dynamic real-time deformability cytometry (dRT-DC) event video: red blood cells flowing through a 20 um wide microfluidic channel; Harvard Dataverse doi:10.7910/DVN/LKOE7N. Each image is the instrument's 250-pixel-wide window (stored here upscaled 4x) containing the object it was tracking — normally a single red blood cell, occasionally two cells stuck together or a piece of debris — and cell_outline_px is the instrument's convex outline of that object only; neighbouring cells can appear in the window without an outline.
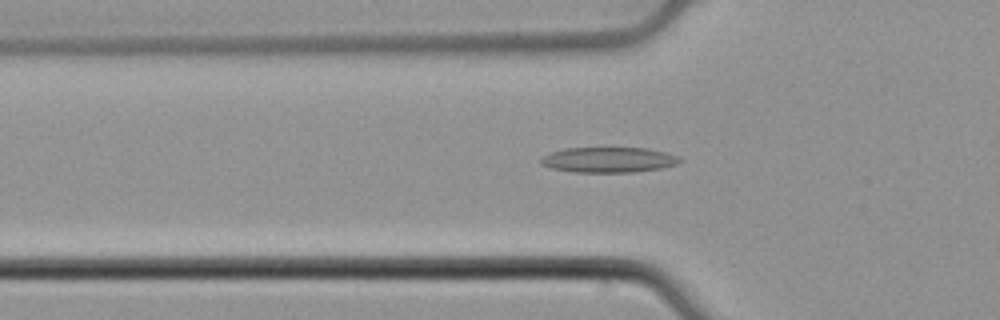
{"species": "common noctule bat (a hibernating species)", "species_latin": "Nyctalus noctula", "temperature_condition": "cold", "stored_images_in_passage": 50, "camera_frame_rate_fps": 3000, "um_per_image_px": 0.085, "animal": {"sex": "male", "body_mass_g": 21.5, "forearm_length_mm": 52.0}, "frame": {"image": 1, "passage_image": 18, "time_ms": 5.667, "image_size_px": [1000, 320], "cell_outline_px": [[684, 160], [676, 164], [660, 168], [632, 172], [572, 172], [552, 168], [540, 164], [540, 156], [548, 152], [564, 148], [648, 148], [664, 152], [676, 156]], "centroid_in_image_um": [51.66, 13.58], "position_along_channel_um": 74.1, "area_um2": 20.58}}
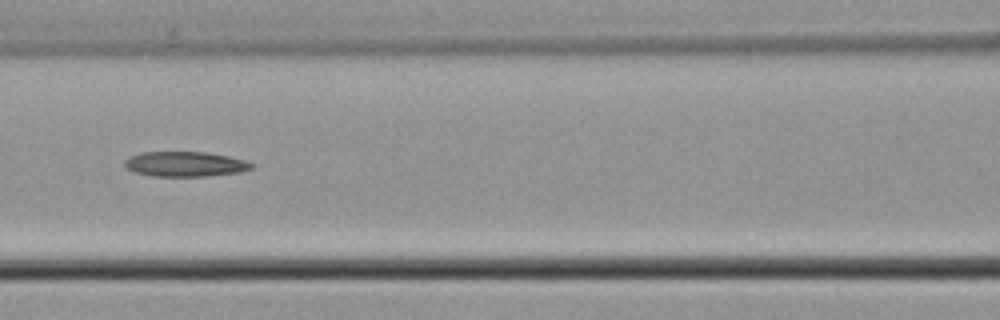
{"frame": {"image": 2, "passage_image": 24, "time_ms": 7.667, "image_size_px": [1000, 320], "cell_outline_px": [[256, 164], [252, 168], [240, 172], [208, 176], [152, 176], [136, 172], [128, 168], [124, 164], [124, 160], [128, 156], [140, 152], [204, 152], [228, 156], [244, 160]], "centroid_in_image_um": [15.74, 13.94], "position_along_channel_um": 150.9, "area_um2": 18.5}}
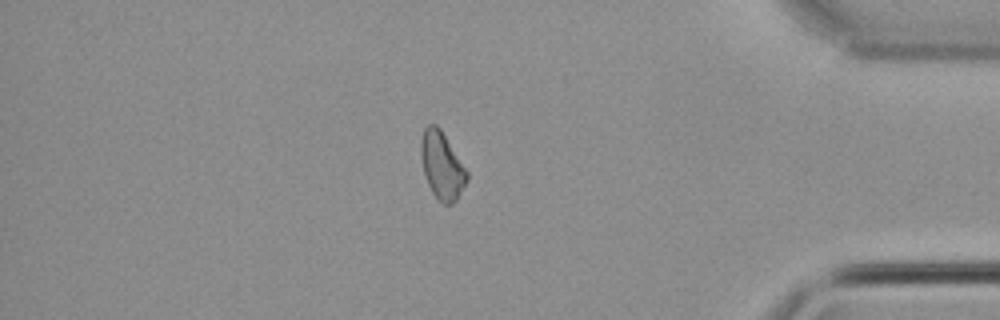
{"frame": {"image": 3, "passage_image": 46, "time_ms": 15.0, "image_size_px": [1000, 320], "cell_outline_px": [[468, 180], [456, 200], [452, 204], [444, 204], [436, 200], [428, 184], [424, 172], [420, 156], [420, 140], [424, 128], [428, 124], [436, 124], [440, 128], [468, 172]], "centroid_in_image_um": [37.55, 14.08], "position_along_channel_um": 397.7, "area_um2": 18.09}}